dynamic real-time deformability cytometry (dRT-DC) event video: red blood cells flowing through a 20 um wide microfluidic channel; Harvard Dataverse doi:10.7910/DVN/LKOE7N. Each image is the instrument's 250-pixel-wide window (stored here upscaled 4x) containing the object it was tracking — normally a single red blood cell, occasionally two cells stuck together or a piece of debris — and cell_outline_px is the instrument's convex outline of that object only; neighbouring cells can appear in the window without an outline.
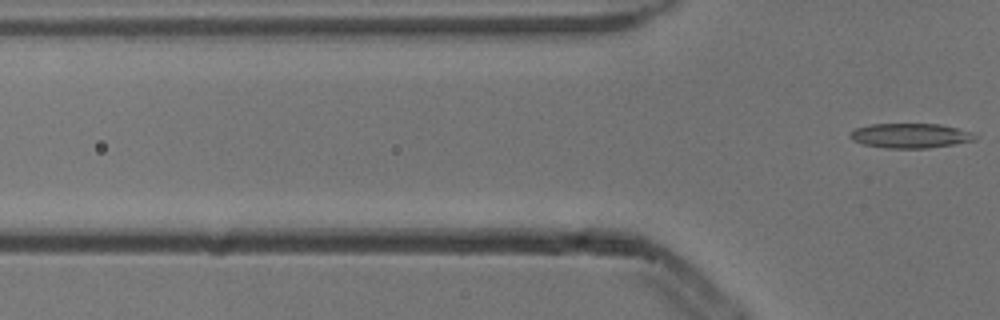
{"species": "common noctule bat (a hibernating species)", "species_latin": "Nyctalus noctula", "temperature_condition": "cold", "stored_images_in_passage": 7, "segment_of_instrument_passage": [2, 2], "camera_frame_rate_fps": 3000, "um_per_image_px": 0.085, "animal": {"sex": "male", "body_mass_g": 13.3}, "frame": {"image": 1, "passage_image": 7, "time_ms": 2.0, "image_size_px": [1000, 320], "cell_outline_px": [[980, 136], [976, 140], [956, 144], [928, 148], [884, 148], [864, 144], [852, 140], [848, 136], [856, 128], [872, 124], [940, 124], [972, 132]], "centroid_in_image_um": [77.43, 11.54], "position_along_channel_um": 48.4, "area_um2": 18.03}}